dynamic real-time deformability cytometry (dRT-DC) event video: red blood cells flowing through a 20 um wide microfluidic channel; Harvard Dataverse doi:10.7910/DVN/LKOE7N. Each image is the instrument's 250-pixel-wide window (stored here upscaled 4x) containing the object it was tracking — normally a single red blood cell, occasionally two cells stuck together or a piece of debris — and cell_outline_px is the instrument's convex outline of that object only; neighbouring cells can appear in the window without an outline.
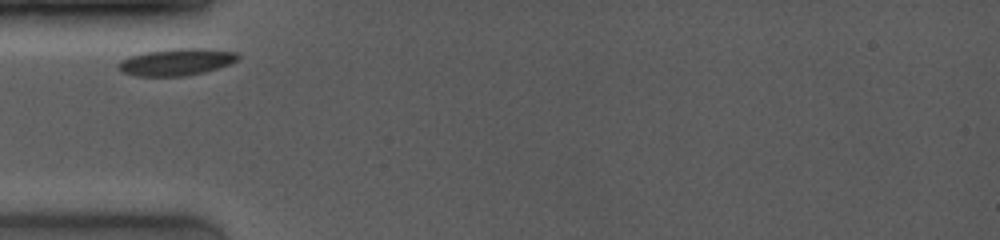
{"species": "common noctule bat (a hibernating species)", "species_latin": "Nyctalus noctula", "temperature_condition": "room temperature", "stored_images_in_passage": 16, "camera_frame_rate_fps": 4000, "um_per_image_px": 0.085, "animal": {"sex": "female", "body_mass_g": 19.0, "forearm_length_mm": 53.3}, "frame": {"image": 1, "passage_image": 1, "time_ms": 0.0, "image_size_px": [1000, 240], "cell_outline_px": [[240, 56], [236, 60], [228, 64], [204, 72], [184, 76], [136, 76], [120, 72], [116, 64], [120, 60], [144, 52], [176, 48], [200, 48], [240, 52]], "centroid_in_image_um": [14.96, 5.27], "position_along_channel_um": 70.0, "area_um2": 18.79}}
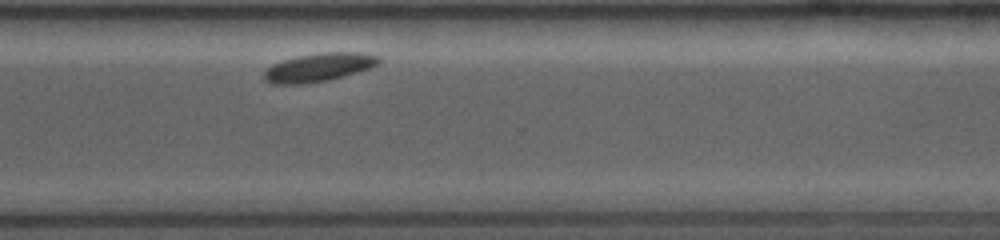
{"frame": {"image": 2, "passage_image": 16, "time_ms": 7.5, "image_size_px": [1000, 240], "cell_outline_px": [[380, 64], [356, 72], [328, 80], [308, 84], [272, 84], [264, 80], [264, 72], [272, 64], [296, 56], [320, 52], [360, 52], [380, 56]], "centroid_in_image_um": [27.09, 5.72], "position_along_channel_um": 343.5, "area_um2": 19.07}}